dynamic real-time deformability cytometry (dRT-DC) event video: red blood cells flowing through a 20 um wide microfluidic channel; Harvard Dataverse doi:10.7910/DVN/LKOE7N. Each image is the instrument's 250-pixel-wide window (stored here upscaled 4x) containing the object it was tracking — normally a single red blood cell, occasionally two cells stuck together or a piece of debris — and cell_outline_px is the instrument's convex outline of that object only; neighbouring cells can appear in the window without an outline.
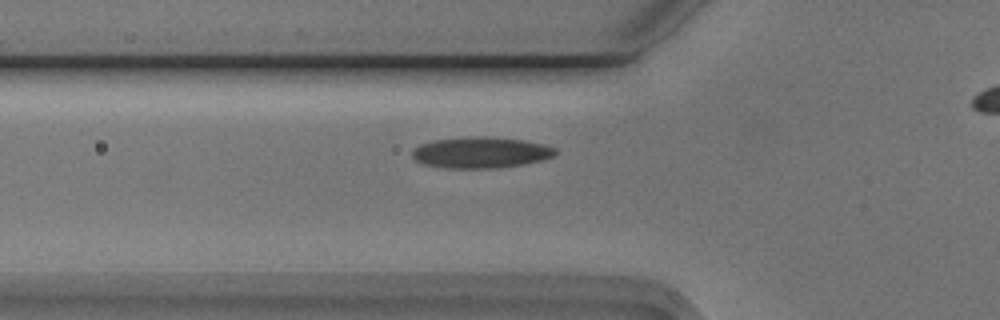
{"species": "Egyptian fruit bat (a non-hibernating species)", "species_latin": "Rousettus aegyptiacus", "temperature_condition": "cold", "stored_images_in_passage": 31, "camera_frame_rate_fps": 3000, "um_per_image_px": 0.085, "animal": {"sex": "male"}, "frame": {"image": 1, "passage_image": 2, "time_ms": 0.333, "image_size_px": [1000, 320], "cell_outline_px": [[556, 152], [552, 156], [544, 160], [524, 164], [496, 168], [444, 168], [424, 164], [416, 160], [412, 156], [412, 148], [420, 144], [432, 140], [468, 136], [484, 136], [524, 140], [544, 144], [556, 148]], "centroid_in_image_um": [40.85, 12.96], "position_along_channel_um": 85.0, "area_um2": 26.18}}
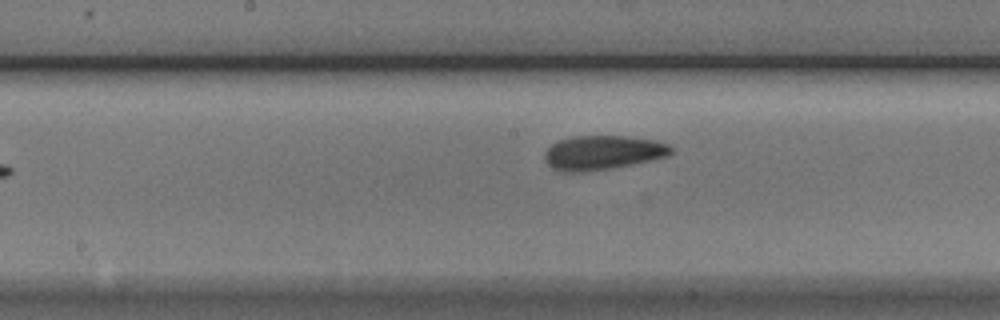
{"frame": {"image": 2, "passage_image": 11, "time_ms": 3.333, "image_size_px": [1000, 320], "cell_outline_px": [[676, 148], [668, 156], [652, 160], [612, 168], [580, 172], [564, 172], [552, 168], [544, 160], [544, 152], [552, 144], [560, 140], [572, 136], [624, 136], [656, 140], [668, 144]], "centroid_in_image_um": [51.25, 12.97], "position_along_channel_um": 197.0, "area_um2": 25.37}}
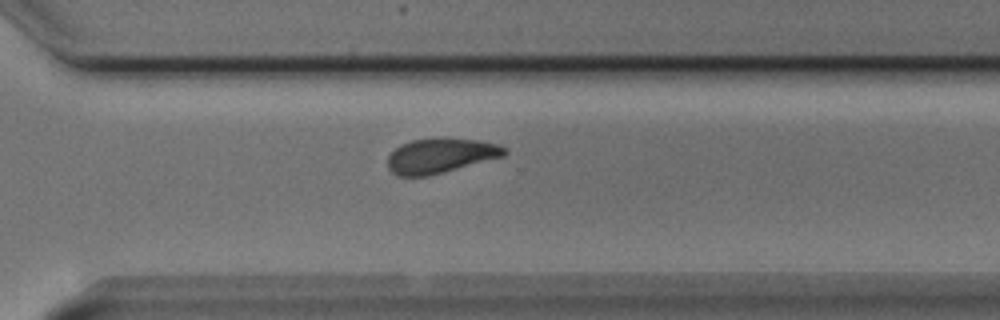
{"frame": {"image": 3, "passage_image": 22, "time_ms": 7.0, "image_size_px": [1000, 320], "cell_outline_px": [[508, 152], [504, 156], [428, 176], [400, 176], [392, 172], [388, 168], [388, 156], [400, 144], [412, 140], [480, 140], [496, 144], [508, 148]], "centroid_in_image_um": [37.44, 13.26], "position_along_channel_um": 333.2, "area_um2": 23.0}, "authors_computed_cell_mechanics": {"area_um2": 24.6228, "velocity_mm_per_s": 3.722, "shape_relaxation_time_tau1_ms": 3.6242, "shape_relaxation_time_tau2_ms": 1.8753, "deformation_change_tau1": 0.0982, "deformation_change_tau2": 0.0746}}